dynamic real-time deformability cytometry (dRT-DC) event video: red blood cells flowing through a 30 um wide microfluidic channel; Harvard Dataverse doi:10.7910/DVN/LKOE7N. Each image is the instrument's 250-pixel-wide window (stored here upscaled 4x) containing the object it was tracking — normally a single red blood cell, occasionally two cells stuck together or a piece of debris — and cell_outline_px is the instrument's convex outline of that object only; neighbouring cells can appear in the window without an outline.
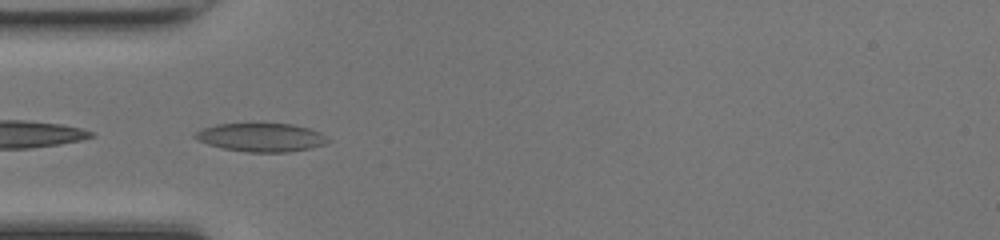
{"species": "common noctule bat (a hibernating species)", "species_latin": "Nyctalus noctula", "temperature_condition": "room temperature", "stored_images_in_passage": 31, "camera_frame_rate_fps": 3000, "um_per_image_px": 0.085, "animal": {"sex": "female", "body_mass_g": 17.0, "forearm_length_mm": 48.0}, "frame": {"image": 1, "passage_image": 1, "time_ms": 0.0, "image_size_px": [1000, 240], "cell_outline_px": [[332, 140], [324, 144], [312, 148], [288, 152], [248, 152], [224, 148], [208, 144], [196, 140], [192, 136], [196, 132], [204, 128], [216, 124], [292, 124], [308, 128], [320, 132]], "centroid_in_image_um": [22.22, 11.68], "position_along_channel_um": 62.8, "area_um2": 21.96}}
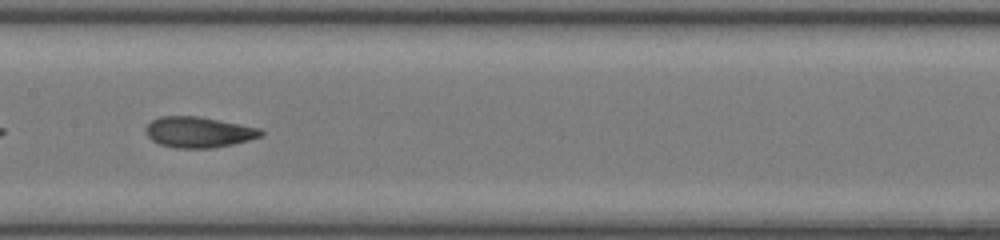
{"frame": {"image": 2, "passage_image": 10, "time_ms": 3.0, "image_size_px": [1000, 240], "cell_outline_px": [[264, 132], [260, 136], [248, 140], [232, 144], [212, 148], [176, 148], [160, 144], [152, 140], [148, 136], [148, 124], [152, 120], [160, 116], [200, 116], [260, 128]], "centroid_in_image_um": [16.9, 11.23], "position_along_channel_um": 190.5, "area_um2": 20.4}}
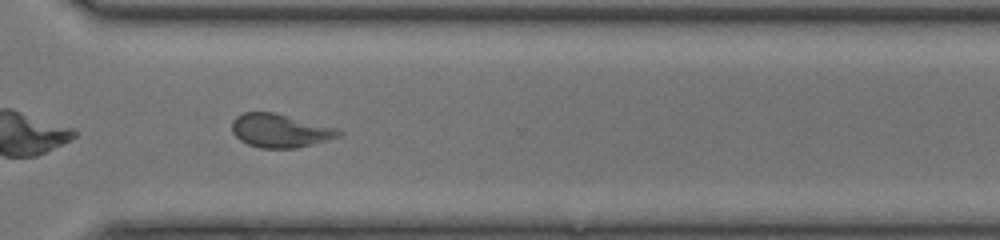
{"frame": {"image": 3, "passage_image": 21, "time_ms": 6.667, "image_size_px": [1000, 240], "cell_outline_px": [[344, 132], [340, 136], [312, 144], [296, 148], [260, 148], [248, 144], [240, 140], [232, 132], [232, 120], [236, 116], [244, 112], [272, 112], [336, 128]], "centroid_in_image_um": [23.77, 11.11], "position_along_channel_um": 346.8, "area_um2": 20.63}, "authors_computed_cell_mechanics": {"area_um2": 20.519, "velocity_mm_per_s": 4.2668, "shape_relaxation_time_tau1_ms": 6.8811, "shape_relaxation_time_tau2_ms": 1.7215, "deformation_change_tau1": 0.1737, "deformation_change_tau2": 0.0841}}